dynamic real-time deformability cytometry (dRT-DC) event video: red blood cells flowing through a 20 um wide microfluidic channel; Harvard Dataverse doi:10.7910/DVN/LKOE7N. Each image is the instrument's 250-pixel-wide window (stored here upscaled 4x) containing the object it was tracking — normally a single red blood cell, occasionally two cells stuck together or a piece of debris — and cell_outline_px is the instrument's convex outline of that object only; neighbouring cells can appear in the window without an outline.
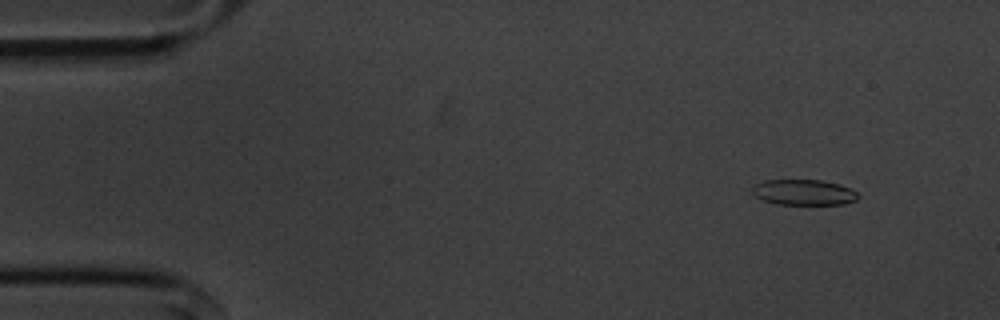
{"species": "common noctule bat (a hibernating species)", "species_latin": "Nyctalus noctula", "temperature_condition": "cold", "stored_images_in_passage": 56, "camera_frame_rate_fps": 3000, "um_per_image_px": 0.085, "animal": {"sex": "male", "body_mass_g": 20.1, "forearm_length_mm": 53.5}, "frame": {"image": 1, "passage_image": 6, "time_ms": 1.667, "image_size_px": [1000, 320], "cell_outline_px": [[860, 196], [856, 200], [844, 204], [776, 204], [764, 200], [756, 196], [752, 192], [752, 188], [756, 184], [764, 180], [820, 180], [840, 184], [852, 188]], "centroid_in_image_um": [68.35, 16.34], "position_along_channel_um": 16.6, "area_um2": 15.78}}
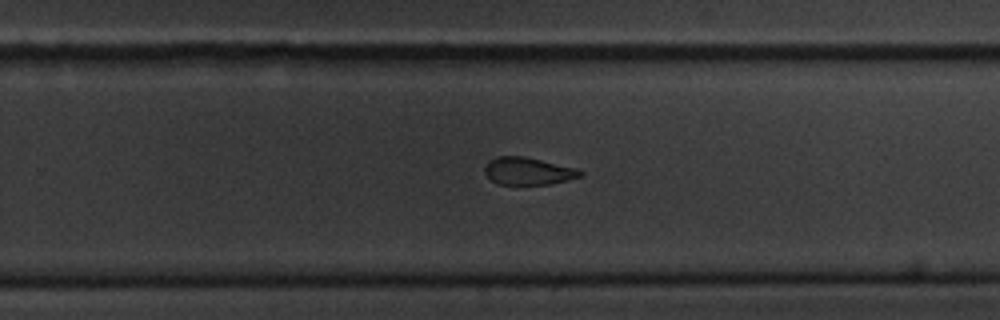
{"frame": {"image": 2, "passage_image": 36, "time_ms": 11.667, "image_size_px": [1000, 320], "cell_outline_px": [[584, 172], [580, 176], [568, 180], [548, 184], [496, 184], [484, 172], [484, 168], [488, 160], [496, 156], [524, 156], [576, 168]], "centroid_in_image_um": [44.85, 14.53], "position_along_channel_um": 284.9, "area_um2": 15.2}}
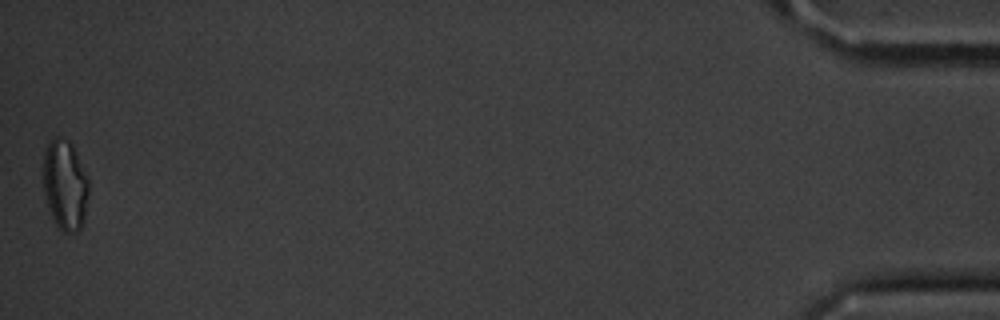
{"frame": {"image": 3, "passage_image": 56, "time_ms": 18.333, "image_size_px": [1000, 320], "cell_outline_px": [[88, 196], [84, 220], [80, 228], [76, 232], [64, 232], [56, 224], [52, 216], [44, 192], [44, 152], [48, 144], [56, 136], [60, 136], [68, 140], [72, 144], [88, 180]], "centroid_in_image_um": [5.54, 15.72], "position_along_channel_um": 429.7, "area_um2": 23.47}, "authors_computed_cell_mechanics": {"area_um2": 16.8776, "velocity_mm_per_s": 3.5994, "shape_relaxation_time_tau1_ms": 4.9033, "shape_relaxation_time_tau2_ms": 3.8259, "deformation_change_tau1": 0.1229, "deformation_change_tau2": 0.1051}}